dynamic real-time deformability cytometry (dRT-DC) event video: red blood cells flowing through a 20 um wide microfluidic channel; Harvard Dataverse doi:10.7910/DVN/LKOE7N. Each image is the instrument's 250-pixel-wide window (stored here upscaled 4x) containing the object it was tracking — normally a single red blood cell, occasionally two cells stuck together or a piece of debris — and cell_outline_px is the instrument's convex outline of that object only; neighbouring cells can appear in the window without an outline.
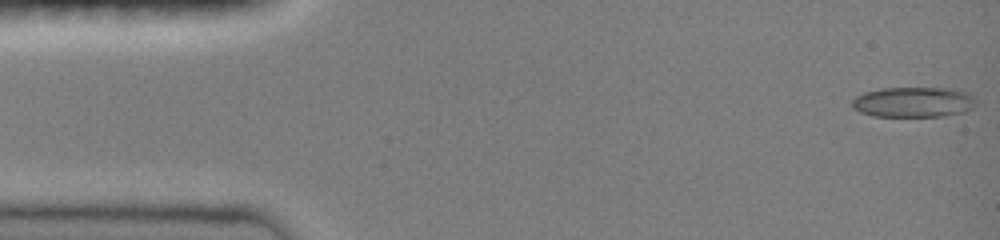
{"species": "common noctule bat (a hibernating species)", "species_latin": "Nyctalus noctula", "temperature_condition": "room temperature", "stored_images_in_passage": 6, "camera_frame_rate_fps": 3000, "um_per_image_px": 0.085, "animal": {"sex": "female", "body_mass_g": 19.0, "forearm_length_mm": 51.5}, "frame": {"image": 1, "passage_image": 1, "time_ms": 0.0, "image_size_px": [1000, 240], "cell_outline_px": [[976, 104], [972, 108], [964, 112], [940, 116], [872, 116], [860, 112], [852, 108], [852, 100], [856, 96], [864, 92], [880, 88], [952, 88], [968, 92], [976, 100]], "centroid_in_image_um": [77.64, 8.67], "position_along_channel_um": 7.4, "area_um2": 22.02}}
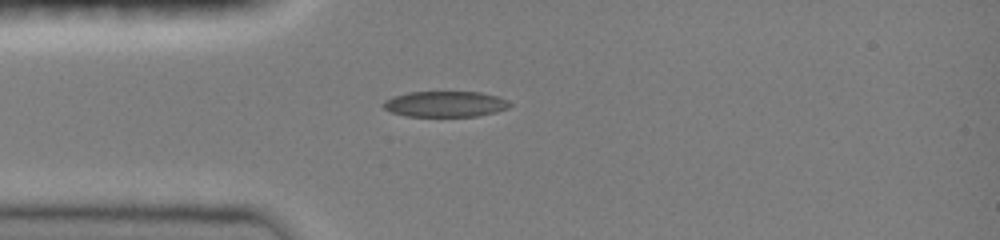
{"frame": {"image": 2, "passage_image": 6, "time_ms": 1.667, "image_size_px": [1000, 240], "cell_outline_px": [[512, 104], [508, 108], [496, 112], [476, 116], [404, 116], [392, 112], [384, 108], [380, 104], [384, 100], [392, 96], [408, 92], [480, 92], [496, 96], [508, 100]], "centroid_in_image_um": [37.81, 8.84], "position_along_channel_um": 47.2, "area_um2": 19.07}}